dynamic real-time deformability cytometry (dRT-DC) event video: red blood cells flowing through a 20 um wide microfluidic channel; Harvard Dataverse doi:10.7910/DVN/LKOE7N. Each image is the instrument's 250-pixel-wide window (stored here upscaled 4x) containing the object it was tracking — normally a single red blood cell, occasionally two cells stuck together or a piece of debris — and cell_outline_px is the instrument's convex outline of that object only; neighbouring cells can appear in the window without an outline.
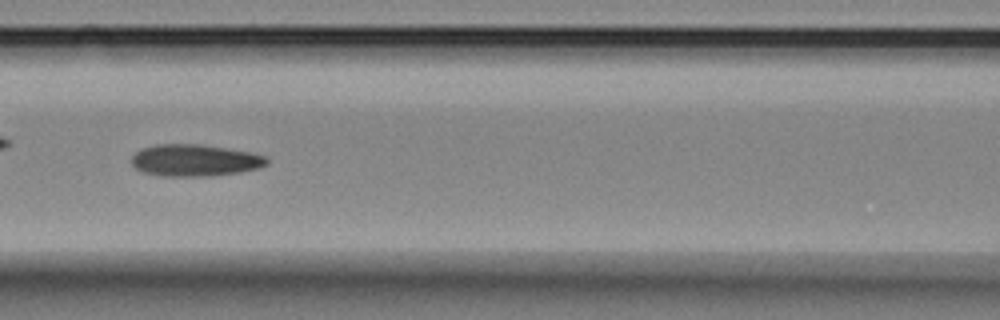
{"species": "Egyptian fruit bat (a non-hibernating species)", "species_latin": "Rousettus aegyptiacus", "temperature_condition": "room temperature", "stored_images_in_passage": 52, "camera_frame_rate_fps": 3000, "um_per_image_px": 0.085, "animal": {"sex": "female"}, "frame": {"image": 1, "passage_image": 23, "time_ms": 7.333, "image_size_px": [1000, 320], "cell_outline_px": [[268, 164], [260, 168], [240, 172], [208, 176], [164, 176], [144, 172], [136, 168], [132, 164], [132, 156], [140, 148], [156, 144], [204, 144], [252, 152], [268, 156]], "centroid_in_image_um": [16.6, 13.61], "position_along_channel_um": 150.0, "area_um2": 25.37}}
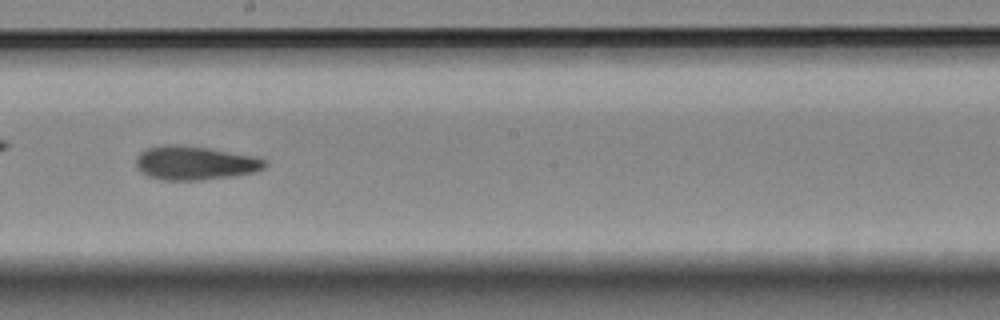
{"frame": {"image": 2, "passage_image": 30, "time_ms": 9.667, "image_size_px": [1000, 320], "cell_outline_px": [[268, 164], [264, 168], [252, 172], [228, 176], [200, 180], [160, 180], [148, 176], [140, 172], [136, 168], [136, 156], [140, 152], [148, 148], [164, 144], [176, 144], [208, 148], [252, 156], [264, 160]], "centroid_in_image_um": [16.48, 13.85], "position_along_channel_um": 231.7, "area_um2": 25.2}}
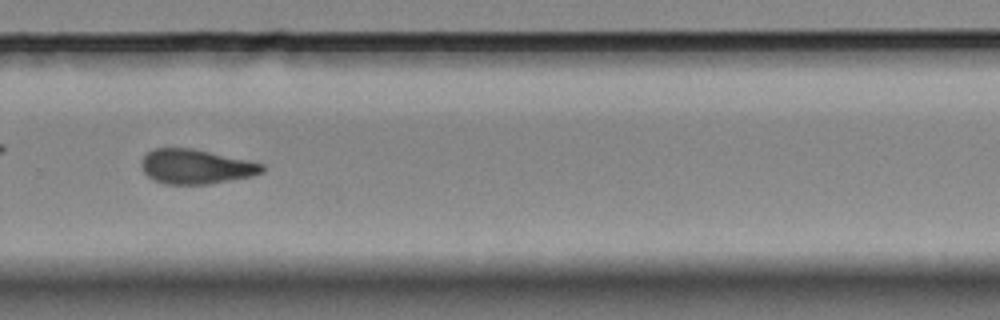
{"frame": {"image": 3, "passage_image": 37, "time_ms": 12.0, "image_size_px": [1000, 320], "cell_outline_px": [[264, 172], [252, 176], [208, 184], [164, 184], [148, 176], [144, 172], [140, 164], [140, 160], [148, 152], [156, 148], [188, 148], [248, 160], [264, 164]], "centroid_in_image_um": [16.64, 14.17], "position_along_channel_um": 313.2, "area_um2": 24.1}}